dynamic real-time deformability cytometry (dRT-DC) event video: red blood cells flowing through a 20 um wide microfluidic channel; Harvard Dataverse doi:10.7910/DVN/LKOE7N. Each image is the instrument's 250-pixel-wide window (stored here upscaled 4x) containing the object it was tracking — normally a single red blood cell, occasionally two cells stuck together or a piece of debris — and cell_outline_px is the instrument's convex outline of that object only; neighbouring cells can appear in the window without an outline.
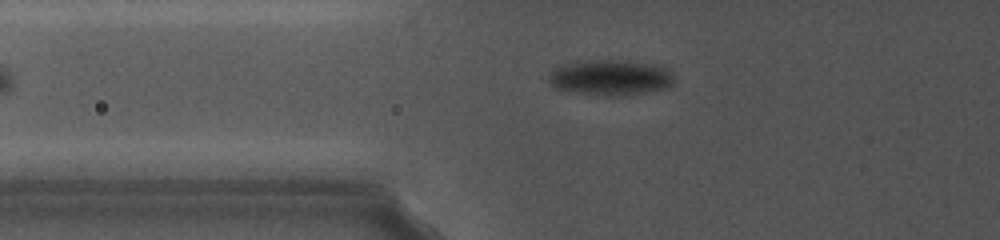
{"species": "common noctule bat (a hibernating species)", "species_latin": "Nyctalus noctula", "temperature_condition": "cold", "stored_images_in_passage": 38, "camera_frame_rate_fps": 5000, "um_per_image_px": 0.085, "animal": {"sex": "female", "body_mass_g": 19.0, "forearm_length_mm": 56.7}, "frame": {"image": 1, "passage_image": 18, "time_ms": 7.4, "image_size_px": [1000, 240], "cell_outline_px": [[672, 80], [668, 84], [660, 88], [632, 92], [584, 92], [560, 88], [552, 84], [552, 72], [560, 64], [576, 60], [628, 60], [660, 64], [668, 72]], "centroid_in_image_um": [51.85, 6.47], "position_along_channel_um": 73.9, "area_um2": 23.93}}
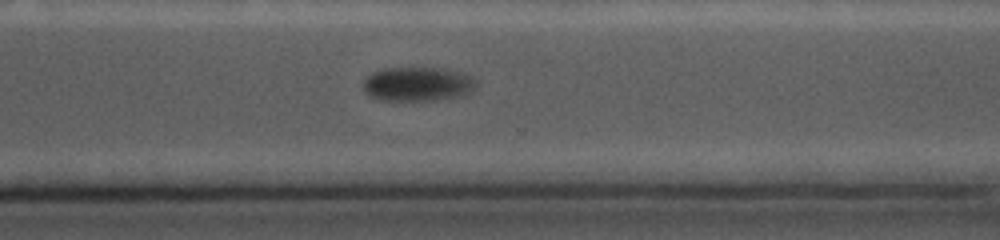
{"frame": {"image": 2, "passage_image": 35, "time_ms": 14.8, "image_size_px": [1000, 240], "cell_outline_px": [[476, 84], [468, 92], [456, 96], [436, 100], [388, 100], [368, 96], [364, 92], [364, 80], [372, 72], [384, 68], [440, 68], [464, 72]], "centroid_in_image_um": [35.43, 7.13], "position_along_channel_um": 335.2, "area_um2": 22.08}}
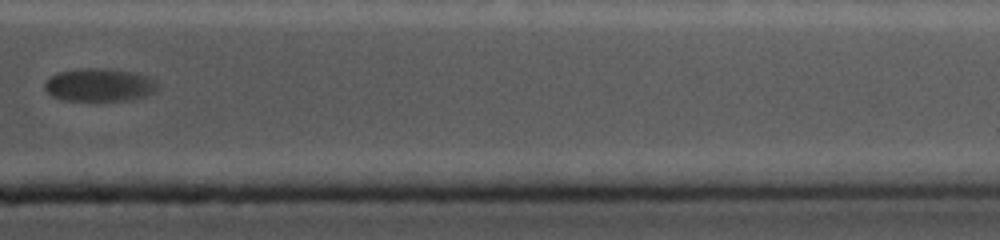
{"frame": {"image": 3, "passage_image": 37, "time_ms": 16.6, "image_size_px": [1000, 240], "cell_outline_px": [[156, 88], [152, 92], [144, 96], [124, 100], [64, 100], [52, 96], [44, 88], [44, 84], [52, 76], [60, 72], [88, 68], [108, 68], [136, 72], [148, 76], [156, 80]], "centroid_in_image_um": [8.46, 7.2], "position_along_channel_um": 402.9, "area_um2": 21.39}, "authors_computed_cell_mechanics": {"area_um2": 23.9581, "velocity_mm_per_s": 3.6864, "shape_relaxation_time_tau1_ms": 0.7368, "shape_relaxation_time_tau2_ms": null, "deformation_change_tau1": 0.0196, "deformation_change_tau2": null}}